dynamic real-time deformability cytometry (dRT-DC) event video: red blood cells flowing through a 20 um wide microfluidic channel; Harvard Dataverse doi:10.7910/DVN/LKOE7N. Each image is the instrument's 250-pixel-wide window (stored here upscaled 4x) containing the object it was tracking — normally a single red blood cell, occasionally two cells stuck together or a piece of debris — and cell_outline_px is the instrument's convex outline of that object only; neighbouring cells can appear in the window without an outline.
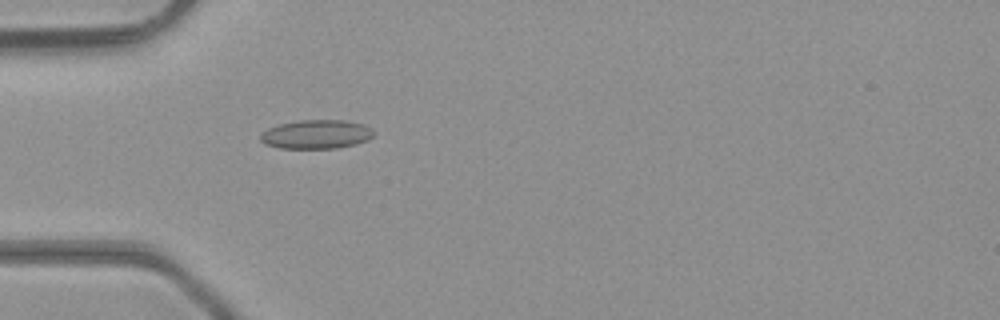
{"species": "common noctule bat (a hibernating species)", "species_latin": "Nyctalus noctula", "temperature_condition": "room temperature", "stored_images_in_passage": 5, "camera_frame_rate_fps": 3000, "um_per_image_px": 0.085, "animal": {"sex": "male", "body_mass_g": 23.1, "forearm_length_mm": 52.7}, "frame": {"image": 1, "passage_image": 5, "time_ms": 1.333, "image_size_px": [1000, 320], "cell_outline_px": [[376, 132], [368, 140], [356, 144], [336, 148], [280, 148], [264, 144], [260, 140], [260, 136], [268, 128], [280, 124], [300, 120], [344, 120], [364, 124], [372, 128]], "centroid_in_image_um": [26.92, 11.41], "position_along_channel_um": 58.1, "area_um2": 19.13}}